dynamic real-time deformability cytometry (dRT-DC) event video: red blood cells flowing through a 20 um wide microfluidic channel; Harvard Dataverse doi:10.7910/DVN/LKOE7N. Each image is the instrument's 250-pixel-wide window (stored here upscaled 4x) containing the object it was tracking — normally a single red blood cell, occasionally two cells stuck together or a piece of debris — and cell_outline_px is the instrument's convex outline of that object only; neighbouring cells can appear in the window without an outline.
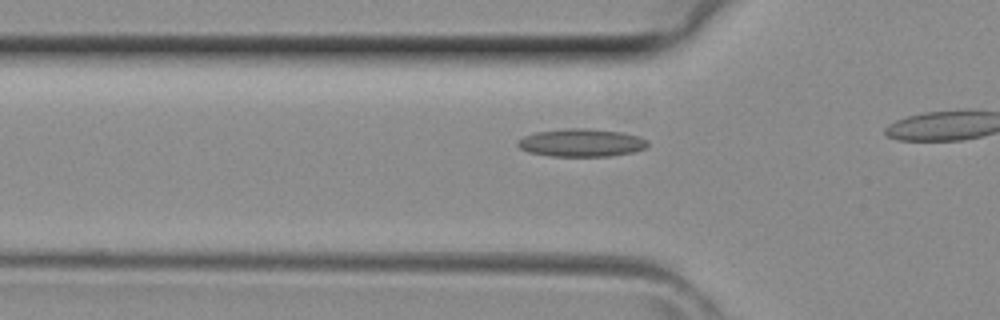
{"species": "common noctule bat (a hibernating species)", "species_latin": "Nyctalus noctula", "temperature_condition": "room temperature", "stored_images_in_passage": 11, "camera_frame_rate_fps": 3000, "um_per_image_px": 0.085, "animal": {"sex": "female", "body_mass_g": 29.2, "forearm_length_mm": 56.3}, "frame": {"image": 1, "passage_image": 7, "time_ms": 2.0, "image_size_px": [1000, 320], "cell_outline_px": [[648, 144], [644, 148], [632, 152], [612, 156], [552, 156], [528, 152], [520, 148], [516, 144], [516, 140], [524, 136], [536, 132], [568, 128], [584, 128], [620, 132], [640, 136], [648, 140]], "centroid_in_image_um": [49.4, 12.13], "position_along_channel_um": 76.4, "area_um2": 21.1}}
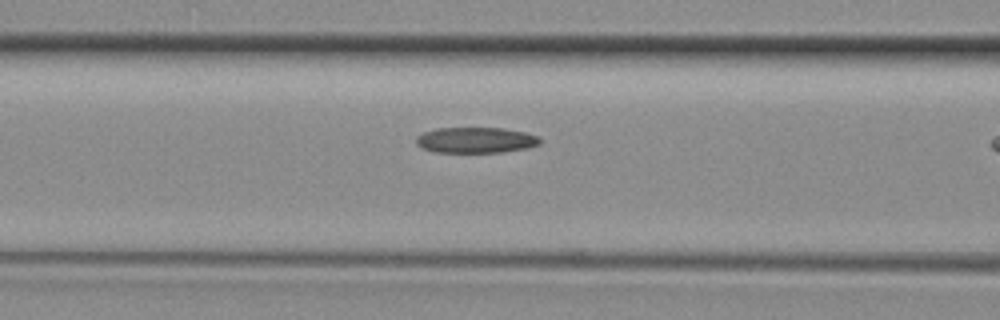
{"frame": {"image": 2, "passage_image": 10, "time_ms": 3.0, "image_size_px": [1000, 320], "cell_outline_px": [[540, 144], [528, 148], [504, 152], [436, 152], [420, 148], [416, 144], [416, 136], [424, 132], [436, 128], [504, 128], [524, 132], [540, 136]], "centroid_in_image_um": [40.44, 11.91], "position_along_channel_um": 126.2, "area_um2": 18.73}}